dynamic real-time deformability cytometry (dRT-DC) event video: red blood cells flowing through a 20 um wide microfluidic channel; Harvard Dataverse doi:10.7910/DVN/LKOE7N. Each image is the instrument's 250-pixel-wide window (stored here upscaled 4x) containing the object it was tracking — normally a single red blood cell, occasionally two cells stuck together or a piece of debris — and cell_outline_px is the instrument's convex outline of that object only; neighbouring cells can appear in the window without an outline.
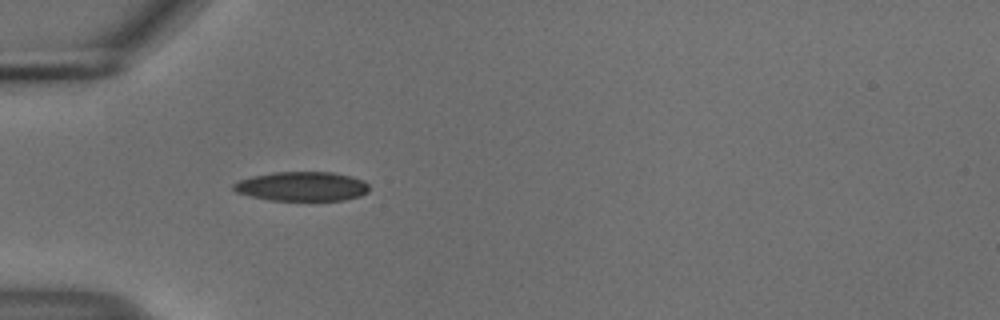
{"species": "common noctule bat (a hibernating species)", "species_latin": "Nyctalus noctula", "temperature_condition": "cold", "stored_images_in_passage": 31, "camera_frame_rate_fps": 3000, "um_per_image_px": 0.085, "animal": {"sex": "male", "body_mass_g": 18.8}, "frame": {"image": 1, "passage_image": 1, "time_ms": 0.0, "image_size_px": [1000, 320], "cell_outline_px": [[368, 192], [360, 196], [344, 200], [268, 200], [236, 192], [232, 188], [232, 184], [236, 180], [252, 176], [272, 172], [332, 172], [364, 180], [368, 184]], "centroid_in_image_um": [25.63, 15.84], "position_along_channel_um": 59.4, "area_um2": 23.24}}
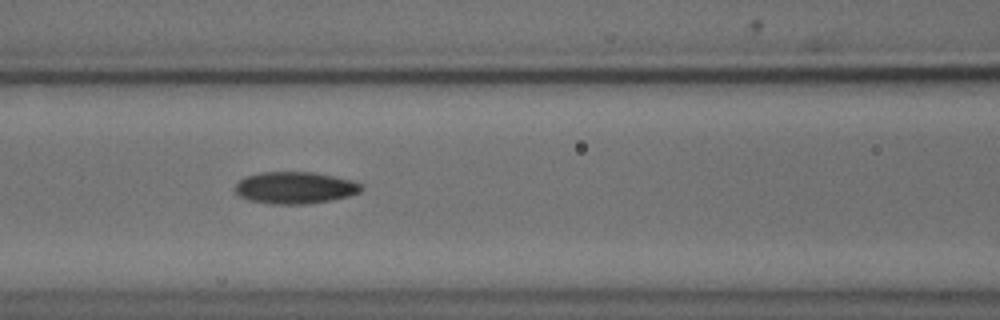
{"frame": {"image": 2, "passage_image": 8, "time_ms": 2.333, "image_size_px": [1000, 320], "cell_outline_px": [[364, 188], [360, 192], [348, 196], [332, 200], [308, 204], [272, 204], [248, 200], [236, 196], [232, 188], [244, 176], [260, 172], [316, 172], [352, 180], [360, 184]], "centroid_in_image_um": [25.02, 15.96], "position_along_channel_um": 141.6, "area_um2": 23.87}}
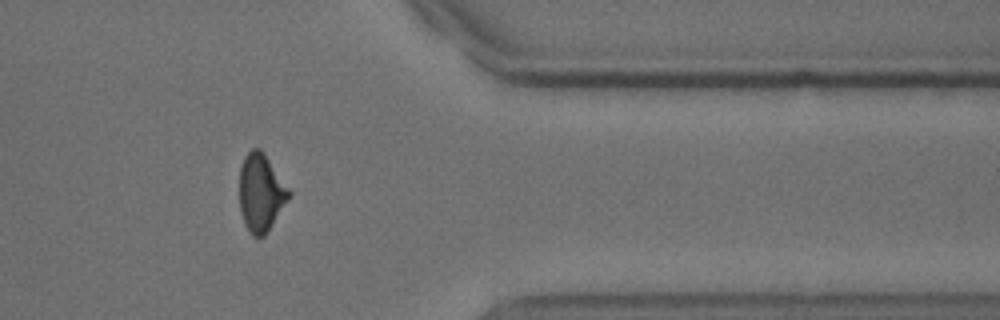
{"frame": {"image": 3, "passage_image": 29, "time_ms": 9.333, "image_size_px": [1000, 320], "cell_outline_px": [[292, 196], [264, 236], [252, 236], [248, 232], [244, 224], [240, 208], [240, 168], [244, 156], [252, 148], [260, 148], [264, 152], [292, 192]], "centroid_in_image_um": [22.19, 16.37], "position_along_channel_um": 389.2, "area_um2": 22.6}, "authors_computed_cell_mechanics": {"area_um2": 22.9466, "velocity_mm_per_s": 3.7384, "shape_relaxation_time_tau1_ms": 5.2717, "shape_relaxation_time_tau2_ms": 5.0363, "deformation_change_tau1": 0.1497, "deformation_change_tau2": 0.1196}}